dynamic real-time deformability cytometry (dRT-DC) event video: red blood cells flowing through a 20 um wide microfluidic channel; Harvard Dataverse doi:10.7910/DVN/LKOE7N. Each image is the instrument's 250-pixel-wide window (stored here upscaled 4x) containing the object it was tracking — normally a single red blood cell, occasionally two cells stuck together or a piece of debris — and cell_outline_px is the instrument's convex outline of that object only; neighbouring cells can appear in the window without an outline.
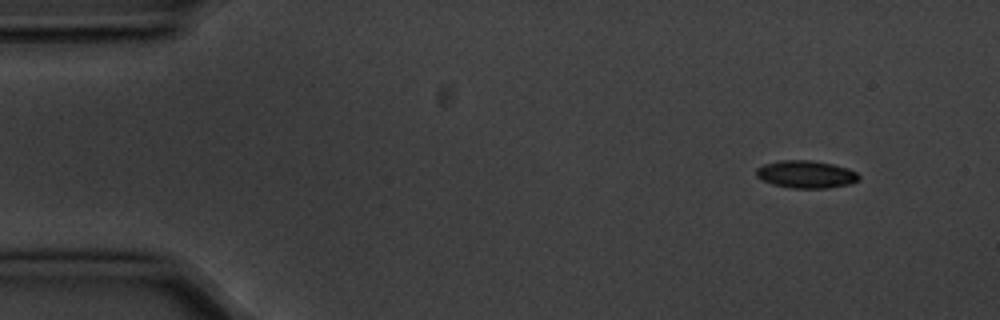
{"species": "common noctule bat (a hibernating species)", "species_latin": "Nyctalus noctula", "temperature_condition": "cold", "stored_images_in_passage": 4, "camera_frame_rate_fps": 3000, "um_per_image_px": 0.085, "animal": {"sex": "male", "body_mass_g": 20.1, "forearm_length_mm": 53.5}, "frame": {"image": 1, "passage_image": 1, "time_ms": 0.0, "image_size_px": [1000, 320], "cell_outline_px": [[860, 180], [852, 184], [828, 188], [788, 188], [772, 184], [756, 176], [756, 168], [764, 164], [780, 160], [808, 160], [832, 164], [848, 168], [856, 172], [860, 176]], "centroid_in_image_um": [68.53, 14.82], "position_along_channel_um": 16.5, "area_um2": 16.59}}
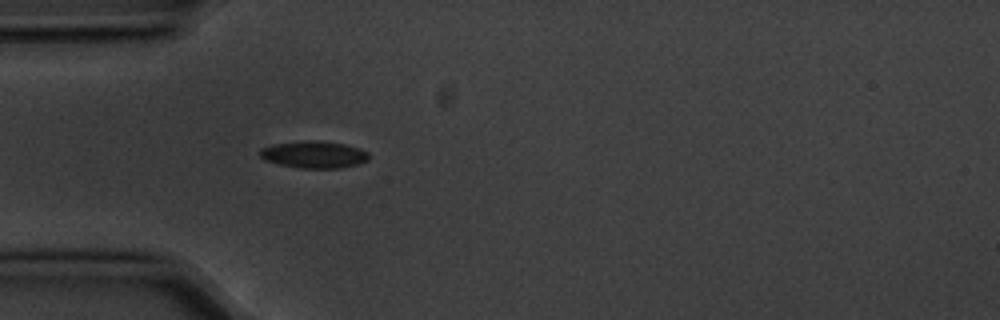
{"frame": {"image": 2, "passage_image": 4, "time_ms": 1.0, "image_size_px": [1000, 320], "cell_outline_px": [[368, 160], [360, 164], [340, 168], [300, 168], [280, 164], [264, 160], [256, 152], [260, 148], [272, 144], [304, 140], [316, 140], [344, 144], [360, 148], [368, 152]], "centroid_in_image_um": [26.66, 13.13], "position_along_channel_um": 58.3, "area_um2": 17.4}}